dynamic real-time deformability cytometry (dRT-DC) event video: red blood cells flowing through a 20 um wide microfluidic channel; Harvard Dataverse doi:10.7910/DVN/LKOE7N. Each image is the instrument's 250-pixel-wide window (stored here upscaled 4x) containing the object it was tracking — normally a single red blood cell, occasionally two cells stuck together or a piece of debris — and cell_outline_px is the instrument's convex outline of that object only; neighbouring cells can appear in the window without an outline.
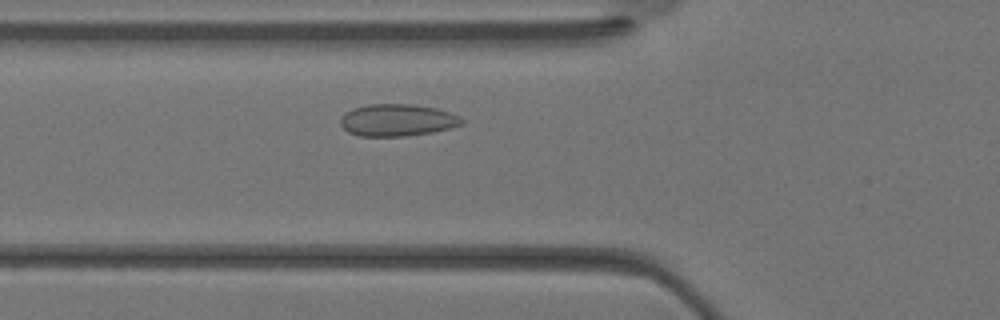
{"species": "Egyptian fruit bat (a non-hibernating species)", "species_latin": "Rousettus aegyptiacus", "temperature_condition": "warm", "stored_images_in_passage": 30, "camera_frame_rate_fps": 3000, "um_per_image_px": 0.085, "animal": {"sex": "female"}, "frame": {"image": 1, "passage_image": 7, "time_ms": 2.0, "image_size_px": [1000, 320], "cell_outline_px": [[464, 124], [432, 132], [408, 136], [360, 136], [348, 132], [340, 124], [340, 116], [344, 112], [352, 108], [368, 104], [412, 104], [436, 108], [460, 116], [464, 120]], "centroid_in_image_um": [33.74, 10.2], "position_along_channel_um": 92.1, "area_um2": 22.83}}
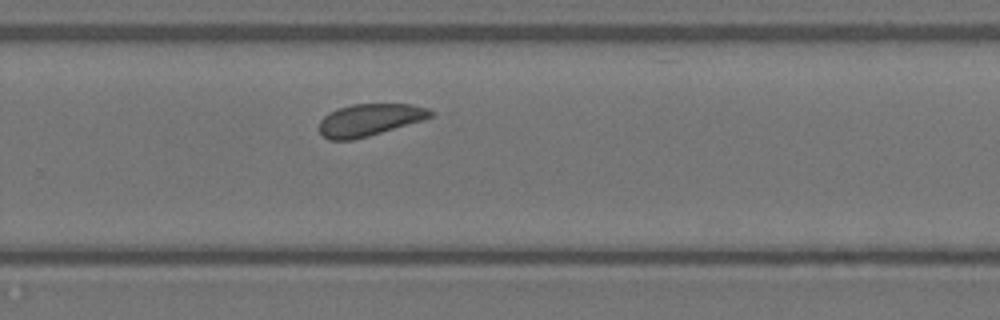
{"frame": {"image": 2, "passage_image": 18, "time_ms": 5.667, "image_size_px": [1000, 320], "cell_outline_px": [[436, 112], [432, 116], [424, 120], [368, 136], [352, 140], [328, 140], [320, 132], [320, 120], [328, 112], [336, 108], [352, 104], [412, 104], [428, 108]], "centroid_in_image_um": [31.43, 10.18], "position_along_channel_um": 298.4, "area_um2": 20.98}}
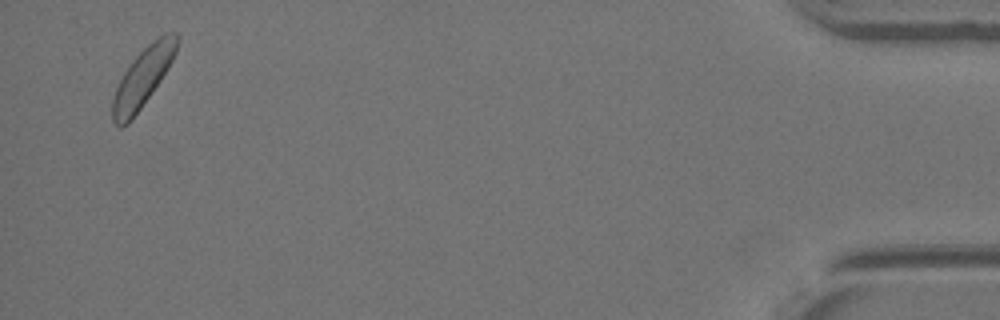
{"frame": {"image": 3, "passage_image": 29, "time_ms": 9.333, "image_size_px": [1000, 320], "cell_outline_px": [[180, 40], [176, 52], [168, 68], [152, 92], [132, 120], [128, 124], [120, 128], [112, 120], [112, 100], [116, 88], [124, 72], [132, 60], [148, 44], [164, 32], [176, 32], [180, 36]], "centroid_in_image_um": [12.15, 6.56], "position_along_channel_um": 423.0, "area_um2": 22.02}}